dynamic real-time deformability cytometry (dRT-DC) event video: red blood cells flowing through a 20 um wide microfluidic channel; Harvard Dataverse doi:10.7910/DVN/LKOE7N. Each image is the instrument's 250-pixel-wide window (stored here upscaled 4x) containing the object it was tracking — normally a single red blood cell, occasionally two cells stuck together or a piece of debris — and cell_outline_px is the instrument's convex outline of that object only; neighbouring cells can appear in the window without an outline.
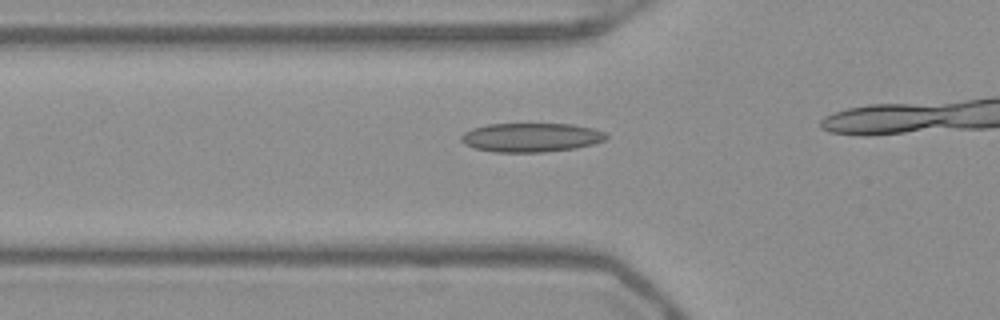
{"species": "Egyptian fruit bat (a non-hibernating species)", "species_latin": "Rousettus aegyptiacus", "temperature_condition": "warm", "stored_images_in_passage": 18, "camera_frame_rate_fps": 3000, "um_per_image_px": 0.085, "frame": {"image": 1, "passage_image": 13, "time_ms": 4.0, "image_size_px": [1000, 320], "cell_outline_px": [[608, 136], [604, 140], [592, 144], [576, 148], [544, 152], [492, 152], [476, 148], [464, 144], [460, 140], [460, 136], [464, 132], [472, 128], [488, 124], [572, 124], [592, 128], [604, 132]], "centroid_in_image_um": [45.11, 11.68], "position_along_channel_um": 80.7, "area_um2": 24.51}}
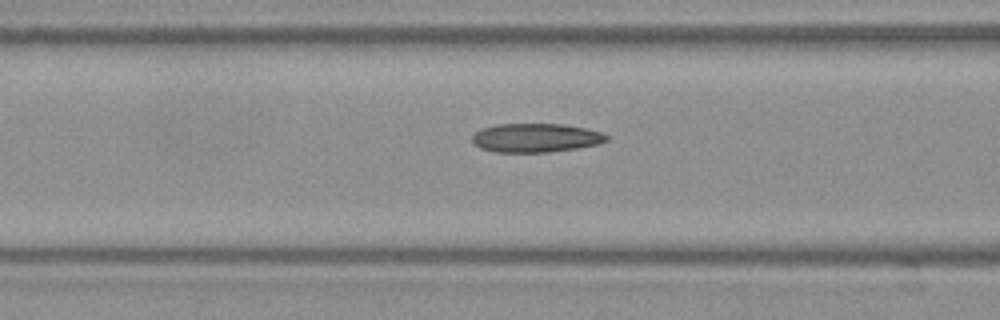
{"frame": {"image": 2, "passage_image": 16, "time_ms": 5.0, "image_size_px": [1000, 320], "cell_outline_px": [[608, 140], [600, 144], [576, 148], [548, 152], [496, 152], [480, 148], [472, 144], [472, 136], [476, 132], [484, 128], [496, 124], [564, 124], [584, 128], [600, 132], [608, 136]], "centroid_in_image_um": [45.52, 11.72], "position_along_channel_um": 121.1, "area_um2": 22.54}}